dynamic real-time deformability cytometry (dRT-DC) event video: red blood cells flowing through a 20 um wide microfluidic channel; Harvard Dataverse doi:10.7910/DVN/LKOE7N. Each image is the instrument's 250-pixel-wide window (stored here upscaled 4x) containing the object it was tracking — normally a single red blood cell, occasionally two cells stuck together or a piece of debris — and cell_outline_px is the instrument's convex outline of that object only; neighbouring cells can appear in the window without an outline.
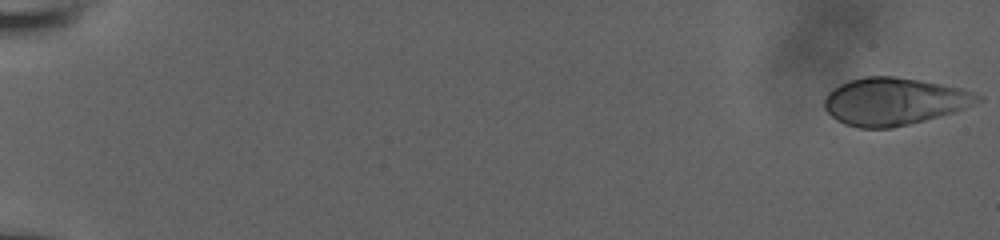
{"species": "human", "species_latin": "Homo sapiens", "temperature_condition": "room temperature", "stored_images_in_passage": 56, "camera_frame_rate_fps": 3000, "um_per_image_px": 0.085, "donor": {"sex": "male"}, "frame": {"image": 1, "passage_image": 1, "time_ms": 0.0, "image_size_px": [1000, 240], "cell_outline_px": [[984, 100], [964, 108], [952, 112], [924, 120], [892, 128], [860, 128], [844, 124], [836, 120], [824, 108], [824, 100], [828, 92], [832, 88], [848, 80], [864, 76], [892, 76], [920, 80], [960, 88], [984, 96]], "centroid_in_image_um": [75.96, 8.61], "position_along_channel_um": 9.0, "area_um2": 42.31}}
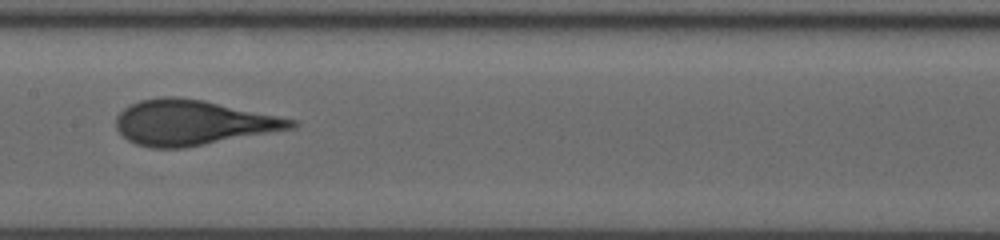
{"frame": {"image": 2, "passage_image": 31, "time_ms": 10.0, "image_size_px": [1000, 240], "cell_outline_px": [[300, 124], [292, 128], [184, 148], [152, 148], [136, 144], [128, 140], [116, 128], [116, 116], [124, 108], [140, 100], [160, 96], [176, 96], [204, 100], [296, 120]], "centroid_in_image_um": [16.33, 10.41], "position_along_channel_um": 191.1, "area_um2": 45.66}}
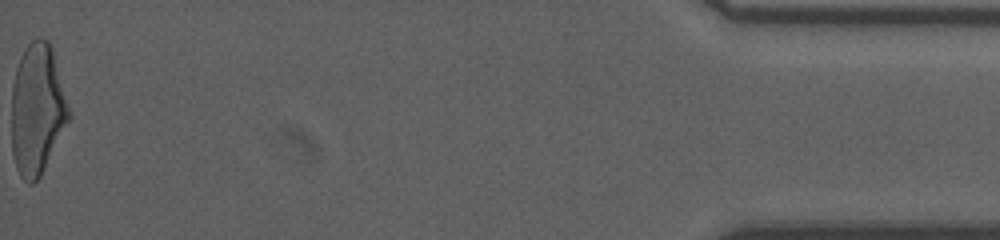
{"frame": {"image": 3, "passage_image": 56, "time_ms": 18.333, "image_size_px": [1000, 240], "cell_outline_px": [[72, 116], [40, 176], [32, 184], [28, 184], [20, 176], [16, 168], [12, 152], [12, 84], [16, 68], [20, 56], [24, 48], [36, 36], [40, 36], [48, 40], [52, 48], [72, 112]], "centroid_in_image_um": [3.18, 9.27], "position_along_channel_um": 432.0, "area_um2": 44.27}, "authors_computed_cell_mechanics": {"area_um2": 44.506, "velocity_mm_per_s": 3.9423, "shape_relaxation_time_tau1_ms": 3.9712, "shape_relaxation_time_tau2_ms": null, "deformation_change_tau1": 0.1915, "deformation_change_tau2": null}}